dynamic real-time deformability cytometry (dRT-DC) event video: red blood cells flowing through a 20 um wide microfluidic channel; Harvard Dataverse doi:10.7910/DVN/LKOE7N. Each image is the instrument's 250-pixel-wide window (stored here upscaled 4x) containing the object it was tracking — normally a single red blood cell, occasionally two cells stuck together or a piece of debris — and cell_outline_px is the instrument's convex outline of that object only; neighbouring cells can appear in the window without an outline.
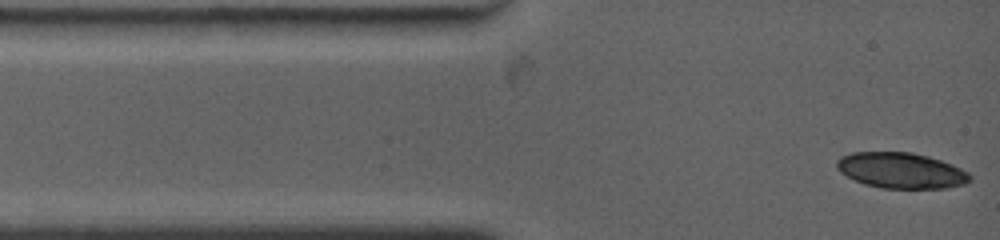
{"species": "common noctule bat (a hibernating species)", "species_latin": "Nyctalus noctula", "temperature_condition": "warm", "stored_images_in_passage": 6, "camera_frame_rate_fps": 4500, "um_per_image_px": 0.085, "animal": {"sex": "female", "body_mass_g": 19.0, "forearm_length_mm": 53.3}, "frame": {"image": 1, "passage_image": 1, "time_ms": 0.0, "image_size_px": [1000, 240], "cell_outline_px": [[972, 180], [964, 184], [944, 188], [880, 188], [864, 184], [840, 172], [836, 168], [836, 160], [840, 156], [852, 152], [912, 152], [928, 156], [952, 164], [968, 172], [972, 176]], "centroid_in_image_um": [76.59, 14.48], "position_along_channel_um": 8.4, "area_um2": 27.8}}